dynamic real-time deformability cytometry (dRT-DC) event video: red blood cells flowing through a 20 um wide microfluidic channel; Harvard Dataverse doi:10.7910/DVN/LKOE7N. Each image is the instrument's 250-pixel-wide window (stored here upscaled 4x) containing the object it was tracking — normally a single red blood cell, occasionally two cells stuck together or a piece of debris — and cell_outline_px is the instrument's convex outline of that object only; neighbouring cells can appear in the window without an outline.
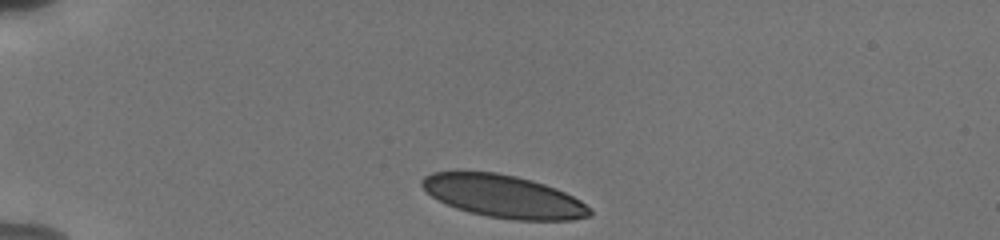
{"species": "human", "species_latin": "Homo sapiens", "temperature_condition": "cold", "stored_images_in_passage": 36, "camera_frame_rate_fps": 3000, "um_per_image_px": 0.085, "donor": {"sex": "male"}, "frame": {"image": 1, "passage_image": 1, "time_ms": 0.0, "image_size_px": [1000, 240], "cell_outline_px": [[592, 212], [588, 216], [572, 220], [516, 220], [488, 216], [456, 208], [432, 196], [420, 184], [420, 180], [424, 176], [432, 172], [456, 168], [496, 172], [516, 176], [532, 180], [556, 188], [580, 200]], "centroid_in_image_um": [42.72, 16.63], "position_along_channel_um": 42.3, "area_um2": 42.08}}
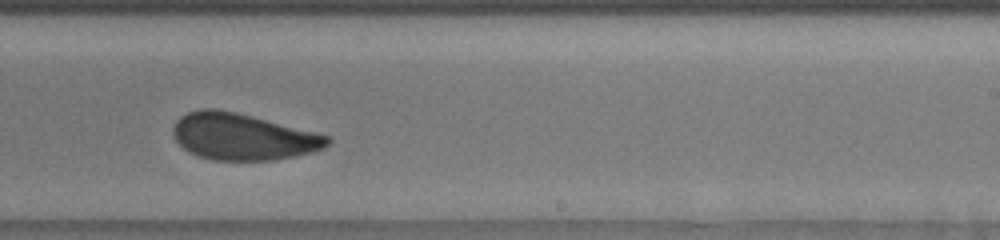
{"frame": {"image": 2, "passage_image": 23, "time_ms": 7.333, "image_size_px": [1000, 240], "cell_outline_px": [[332, 140], [324, 148], [312, 152], [272, 160], [212, 160], [196, 156], [188, 152], [176, 140], [172, 132], [172, 128], [176, 120], [180, 116], [188, 112], [200, 108], [220, 108], [252, 116], [328, 136]], "centroid_in_image_um": [20.56, 11.61], "position_along_channel_um": 268.4, "area_um2": 41.73}}
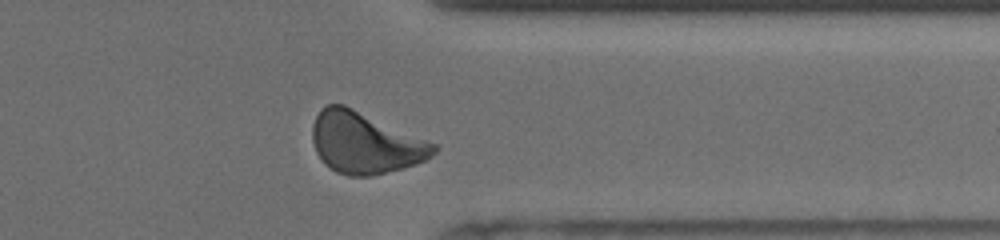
{"frame": {"image": 3, "passage_image": 32, "time_ms": 10.333, "image_size_px": [1000, 240], "cell_outline_px": [[436, 152], [432, 156], [416, 164], [404, 168], [368, 176], [348, 176], [336, 172], [324, 164], [316, 152], [312, 140], [312, 124], [320, 108], [324, 104], [344, 104], [436, 144]], "centroid_in_image_um": [30.99, 12.14], "position_along_channel_um": 380.4, "area_um2": 43.29}, "authors_computed_cell_mechanics": {"area_um2": 42.4252, "velocity_mm_per_s": 3.7727, "shape_relaxation_time_tau1_ms": 6.2883, "shape_relaxation_time_tau2_ms": 0.9131, "deformation_change_tau1": 0.1254, "deformation_change_tau2": 0.0454}}